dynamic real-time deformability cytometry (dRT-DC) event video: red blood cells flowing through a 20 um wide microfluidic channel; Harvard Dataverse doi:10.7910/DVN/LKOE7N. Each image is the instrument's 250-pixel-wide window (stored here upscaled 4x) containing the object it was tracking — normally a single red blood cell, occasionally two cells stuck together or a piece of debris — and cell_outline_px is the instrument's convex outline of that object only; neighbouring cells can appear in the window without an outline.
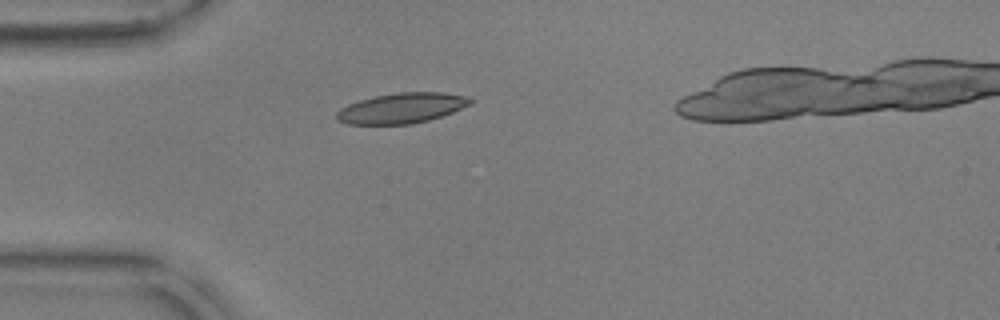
{"species": "common noctule bat (a hibernating species)", "species_latin": "Nyctalus noctula", "temperature_condition": "warm", "stored_images_in_passage": 36, "camera_frame_rate_fps": 3000, "um_per_image_px": 0.085, "animal": {"sex": "male", "body_mass_g": 17.9, "forearm_length_mm": 54.2}, "frame": {"image": 1, "passage_image": 1, "time_ms": 0.0, "image_size_px": [1000, 320], "cell_outline_px": [[476, 100], [472, 104], [452, 112], [428, 120], [412, 124], [348, 124], [336, 120], [336, 112], [340, 108], [348, 104], [360, 100], [376, 96], [396, 92], [444, 92], [464, 96]], "centroid_in_image_um": [34.15, 9.18], "position_along_channel_um": 50.9, "area_um2": 23.64}}
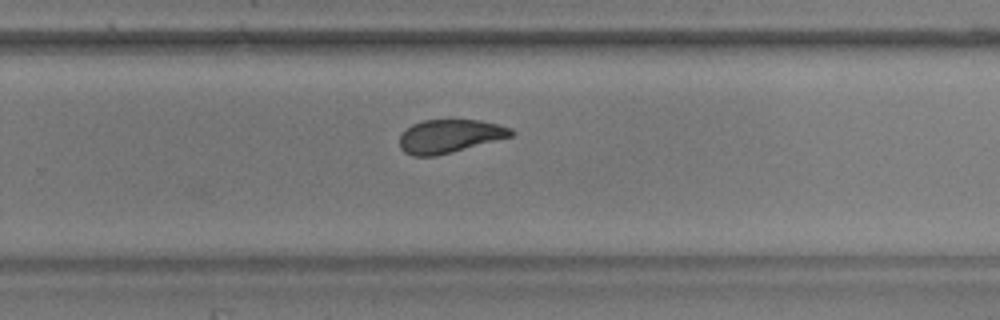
{"frame": {"image": 2, "passage_image": 22, "time_ms": 7.0, "image_size_px": [1000, 320], "cell_outline_px": [[516, 132], [512, 136], [452, 152], [436, 156], [412, 156], [404, 152], [400, 148], [400, 136], [412, 124], [424, 120], [480, 120], [512, 128]], "centroid_in_image_um": [38.22, 11.58], "position_along_channel_um": 291.6, "area_um2": 21.56}}
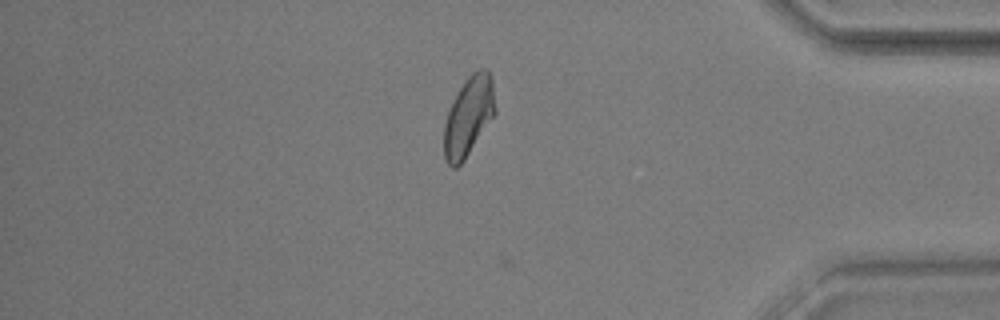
{"frame": {"image": 3, "passage_image": 33, "time_ms": 10.667, "image_size_px": [1000, 320], "cell_outline_px": [[496, 112], [464, 160], [456, 168], [452, 168], [444, 160], [444, 124], [448, 112], [460, 88], [468, 76], [472, 72], [480, 68], [484, 68], [492, 76]], "centroid_in_image_um": [39.83, 9.89], "position_along_channel_um": 395.4, "area_um2": 23.41}, "authors_computed_cell_mechanics": {"area_um2": 22.6865, "velocity_mm_per_s": 3.5988, "shape_relaxation_time_tau1_ms": null, "shape_relaxation_time_tau2_ms": 1.9373, "deformation_change_tau1": null, "deformation_change_tau2": 0.0771}}